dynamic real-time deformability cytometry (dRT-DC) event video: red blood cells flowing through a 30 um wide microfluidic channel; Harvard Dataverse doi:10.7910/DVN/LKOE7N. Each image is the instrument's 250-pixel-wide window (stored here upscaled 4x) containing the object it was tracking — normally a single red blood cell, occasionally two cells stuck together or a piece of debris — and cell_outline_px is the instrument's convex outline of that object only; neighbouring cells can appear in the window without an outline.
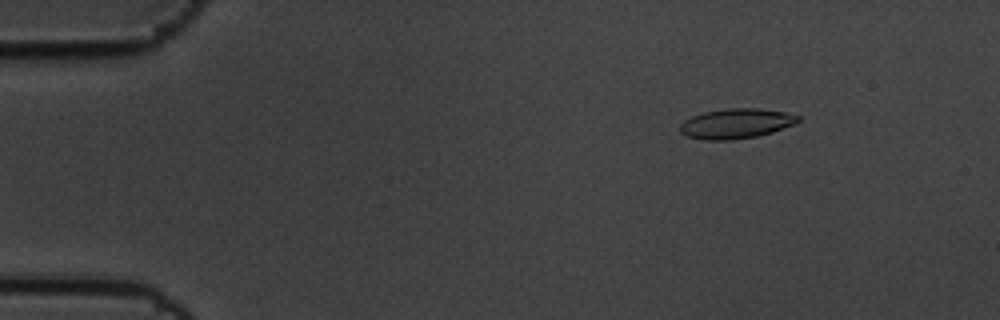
{"species": "common noctule bat (a hibernating species)", "species_latin": "Nyctalus noctula", "temperature_condition": "cold", "stored_images_in_passage": 6, "camera_frame_rate_fps": 3000, "um_per_image_px": 0.085, "animal": {"sex": "male", "body_mass_g": 19.5, "forearm_length_mm": 54.6}, "frame": {"image": 1, "passage_image": 2, "time_ms": 0.333, "image_size_px": [1000, 320], "cell_outline_px": [[800, 120], [796, 124], [772, 132], [756, 136], [732, 140], [704, 140], [688, 136], [680, 132], [680, 124], [684, 120], [692, 116], [704, 112], [728, 108], [760, 108], [784, 112], [800, 116]], "centroid_in_image_um": [62.58, 10.5], "position_along_channel_um": 22.4, "area_um2": 20.63}}
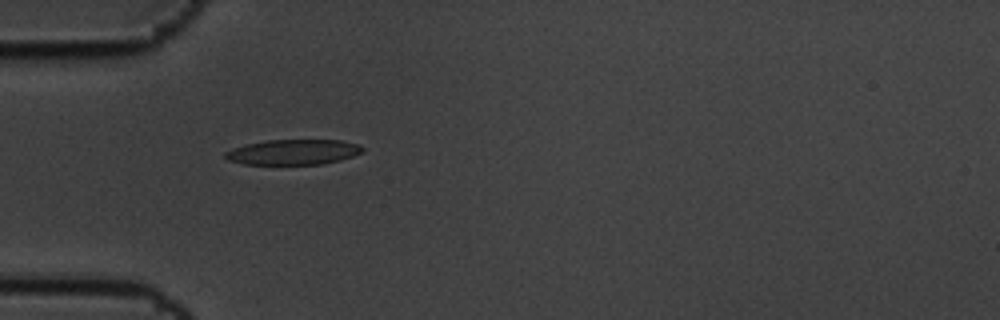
{"frame": {"image": 2, "passage_image": 5, "time_ms": 1.333, "image_size_px": [1000, 320], "cell_outline_px": [[364, 152], [340, 160], [324, 164], [244, 164], [228, 160], [224, 156], [224, 152], [232, 148], [248, 144], [268, 140], [340, 140], [360, 144], [364, 148]], "centroid_in_image_um": [24.96, 12.92], "position_along_channel_um": 60.0, "area_um2": 20.23}}
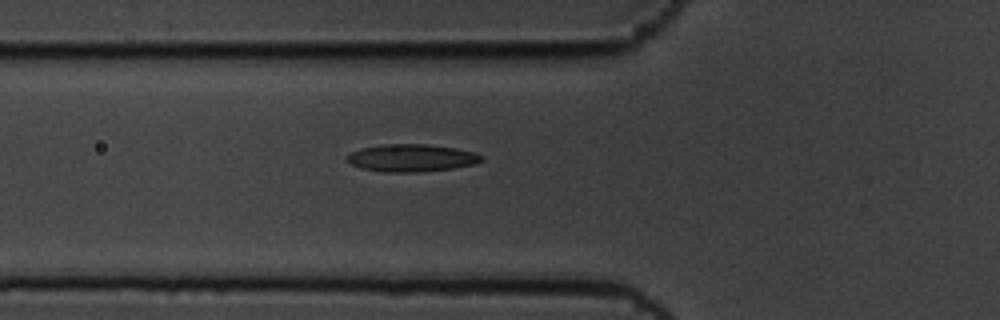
{"frame": {"image": 3, "passage_image": 6, "time_ms": 1.667, "image_size_px": [1000, 320], "cell_outline_px": [[484, 160], [476, 164], [452, 168], [420, 172], [384, 172], [360, 168], [352, 164], [348, 160], [348, 156], [352, 152], [360, 148], [384, 144], [428, 144], [456, 148], [476, 152], [484, 156]], "centroid_in_image_um": [35.04, 13.42], "position_along_channel_um": 90.8, "area_um2": 21.62}}